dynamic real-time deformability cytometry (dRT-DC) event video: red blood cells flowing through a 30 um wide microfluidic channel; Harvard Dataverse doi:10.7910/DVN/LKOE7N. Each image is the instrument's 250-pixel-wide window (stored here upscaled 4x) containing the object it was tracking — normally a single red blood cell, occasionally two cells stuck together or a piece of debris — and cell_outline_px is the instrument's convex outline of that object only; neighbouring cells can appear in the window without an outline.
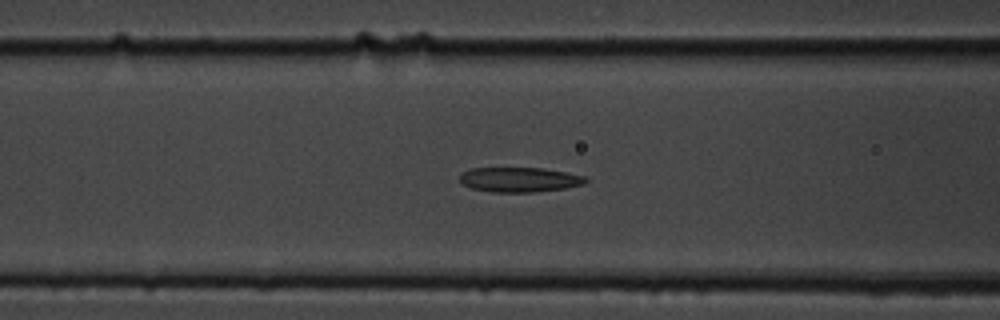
{"species": "common noctule bat (a hibernating species)", "species_latin": "Nyctalus noctula", "temperature_condition": "cold", "stored_images_in_passage": 57, "camera_frame_rate_fps": 3000, "um_per_image_px": 0.085, "animal": {"sex": "male", "body_mass_g": 19.5, "forearm_length_mm": 54.6}, "frame": {"image": 1, "passage_image": 23, "time_ms": 7.333, "image_size_px": [1000, 320], "cell_outline_px": [[588, 180], [584, 184], [564, 188], [532, 192], [492, 192], [472, 188], [464, 184], [460, 180], [460, 172], [472, 168], [540, 168], [564, 172], [584, 176]], "centroid_in_image_um": [44.12, 15.26], "position_along_channel_um": 122.5, "area_um2": 17.98}}
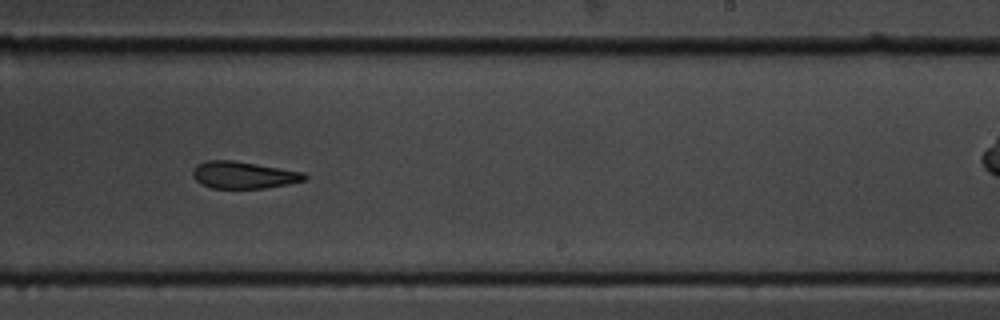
{"frame": {"image": 2, "passage_image": 35, "time_ms": 11.333, "image_size_px": [1000, 320], "cell_outline_px": [[308, 176], [304, 180], [288, 184], [264, 188], [212, 188], [200, 184], [192, 176], [192, 172], [200, 164], [208, 160], [232, 160], [304, 172]], "centroid_in_image_um": [20.71, 14.88], "position_along_channel_um": 268.3, "area_um2": 17.4}}
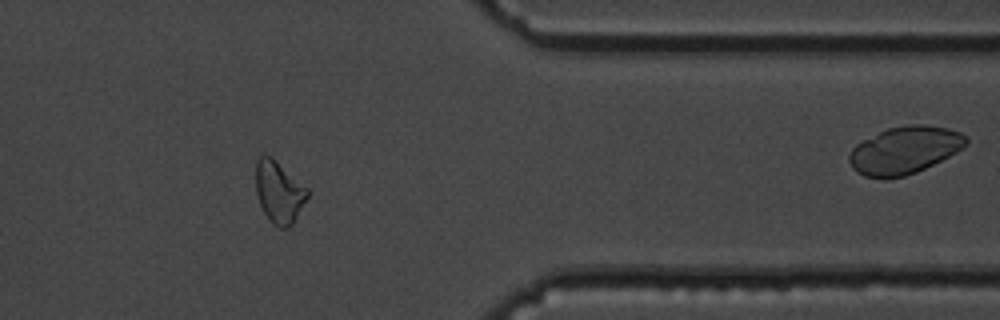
{"frame": {"image": 3, "passage_image": 46, "time_ms": 15.0, "image_size_px": [1000, 320], "cell_outline_px": [[308, 196], [292, 224], [288, 228], [280, 228], [272, 224], [264, 212], [260, 204], [256, 192], [256, 160], [264, 152], [272, 156], [308, 188]], "centroid_in_image_um": [23.7, 16.28], "position_along_channel_um": 387.7, "area_um2": 18.73}, "authors_computed_cell_mechanics": {"area_um2": 19.3052, "velocity_mm_per_s": 3.6432, "shape_relaxation_time_tau1_ms": 3.0553, "shape_relaxation_time_tau2_ms": 10.2217, "deformation_change_tau1": 0.1001, "deformation_change_tau2": 0.1665}}